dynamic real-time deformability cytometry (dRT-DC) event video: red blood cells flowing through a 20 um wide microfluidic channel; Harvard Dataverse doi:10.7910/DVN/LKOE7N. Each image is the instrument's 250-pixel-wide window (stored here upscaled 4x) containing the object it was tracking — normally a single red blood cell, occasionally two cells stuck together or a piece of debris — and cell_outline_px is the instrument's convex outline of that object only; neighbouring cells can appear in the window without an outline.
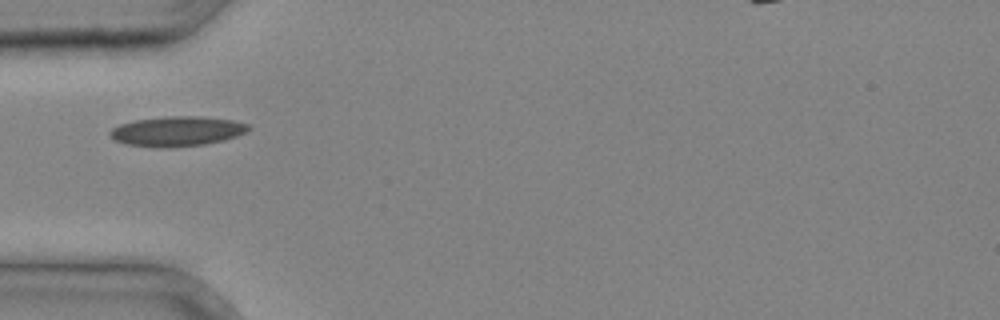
{"species": "common noctule bat (a hibernating species)", "species_latin": "Nyctalus noctula", "temperature_condition": "cold", "stored_images_in_passage": 22, "camera_frame_rate_fps": 3000, "um_per_image_px": 0.085, "animal": {"sex": "male", "body_mass_g": 20.4}, "frame": {"image": 1, "passage_image": 1, "time_ms": 0.0, "image_size_px": [1000, 320], "cell_outline_px": [[252, 128], [236, 136], [224, 140], [204, 144], [172, 148], [156, 148], [128, 144], [116, 140], [108, 136], [108, 132], [112, 128], [120, 124], [136, 120], [164, 116], [200, 116], [232, 120], [248, 124]], "centroid_in_image_um": [15.03, 11.16], "position_along_channel_um": 70.0, "area_um2": 24.22}}
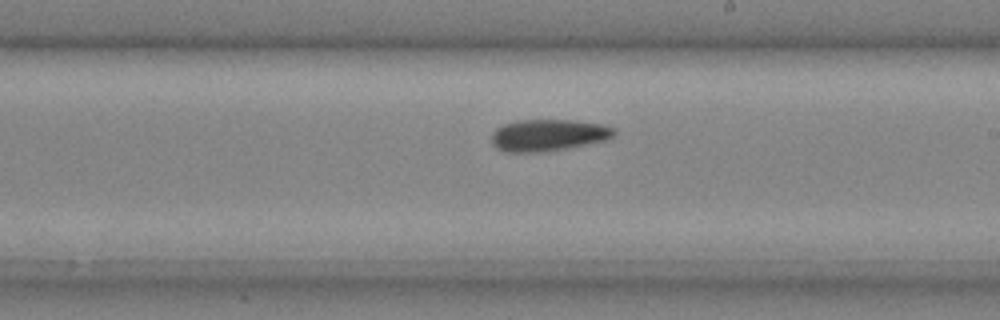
{"frame": {"image": 2, "passage_image": 11, "time_ms": 3.333, "image_size_px": [1000, 320], "cell_outline_px": [[616, 132], [612, 136], [604, 140], [564, 148], [540, 152], [504, 152], [496, 148], [492, 144], [492, 132], [496, 128], [504, 124], [516, 120], [572, 120], [604, 124], [616, 128]], "centroid_in_image_um": [46.57, 11.47], "position_along_channel_um": 242.4, "area_um2": 22.6}}
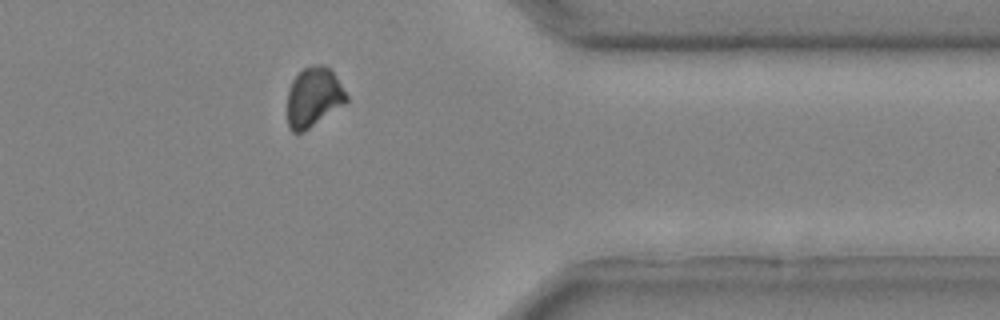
{"frame": {"image": 3, "passage_image": 20, "time_ms": 6.333, "image_size_px": [1000, 320], "cell_outline_px": [[348, 100], [344, 104], [304, 132], [292, 132], [288, 128], [288, 92], [292, 80], [304, 68], [312, 64], [320, 64], [332, 68], [348, 96]], "centroid_in_image_um": [26.67, 8.24], "position_along_channel_um": 384.7, "area_um2": 20.63}}